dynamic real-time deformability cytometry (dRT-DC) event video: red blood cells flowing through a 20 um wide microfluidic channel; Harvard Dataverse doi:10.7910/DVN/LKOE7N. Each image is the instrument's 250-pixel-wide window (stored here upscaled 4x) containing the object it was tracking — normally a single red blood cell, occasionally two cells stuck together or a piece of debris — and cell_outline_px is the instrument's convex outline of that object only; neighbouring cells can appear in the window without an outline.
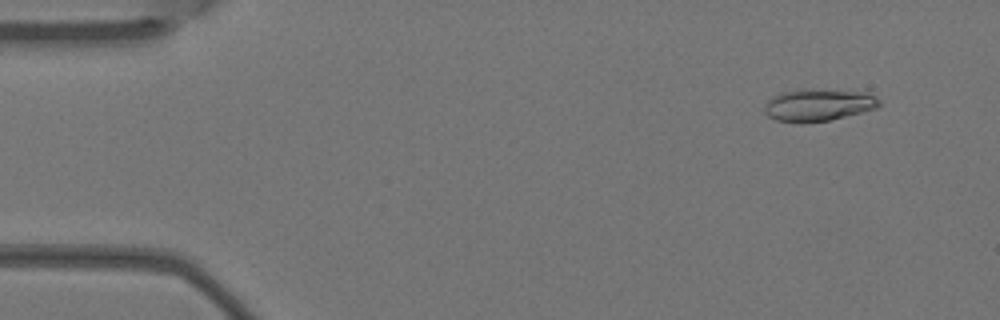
{"species": "Egyptian fruit bat (a non-hibernating species)", "species_latin": "Rousettus aegyptiacus", "temperature_condition": "warm", "stored_images_in_passage": 5, "camera_frame_rate_fps": 3000, "um_per_image_px": 0.085, "animal": {"sex": "female"}, "frame": {"image": 1, "passage_image": 2, "time_ms": 0.333, "image_size_px": [1000, 320], "cell_outline_px": [[880, 104], [876, 108], [828, 120], [800, 124], [776, 120], [768, 116], [764, 112], [764, 104], [772, 96], [780, 92], [864, 92], [876, 96], [880, 100]], "centroid_in_image_um": [69.5, 8.99], "position_along_channel_um": 15.5, "area_um2": 20.52}}